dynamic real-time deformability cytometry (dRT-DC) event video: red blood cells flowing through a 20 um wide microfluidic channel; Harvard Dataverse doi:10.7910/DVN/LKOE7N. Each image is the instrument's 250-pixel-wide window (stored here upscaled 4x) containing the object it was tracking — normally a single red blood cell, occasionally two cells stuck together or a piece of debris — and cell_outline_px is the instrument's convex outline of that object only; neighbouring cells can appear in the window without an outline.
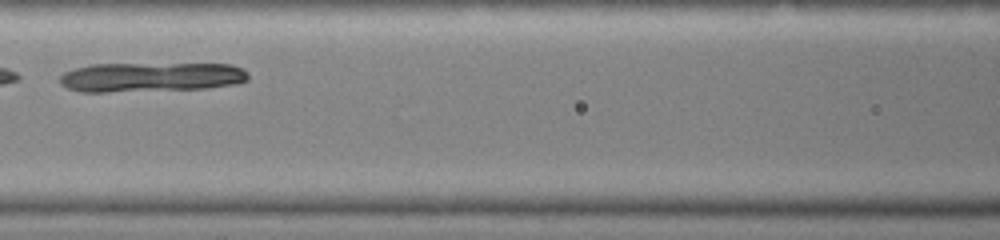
{"species": "common noctule bat (a hibernating species)", "species_latin": "Nyctalus noctula", "temperature_condition": "warm", "stored_images_in_passage": 19, "camera_frame_rate_fps": 3000, "um_per_image_px": 0.085, "animal": {"sex": "female", "body_mass_g": 19.0, "forearm_length_mm": 51.5}, "frame": {"image": 1, "passage_image": 9, "time_ms": 2.667, "image_size_px": [1000, 240], "cell_outline_px": [[248, 80], [236, 84], [204, 88], [108, 92], [80, 92], [68, 88], [60, 84], [60, 76], [64, 72], [76, 68], [92, 64], [232, 64], [244, 68], [248, 72]], "centroid_in_image_um": [12.85, 6.55], "position_along_channel_um": 153.8, "area_um2": 32.48}}
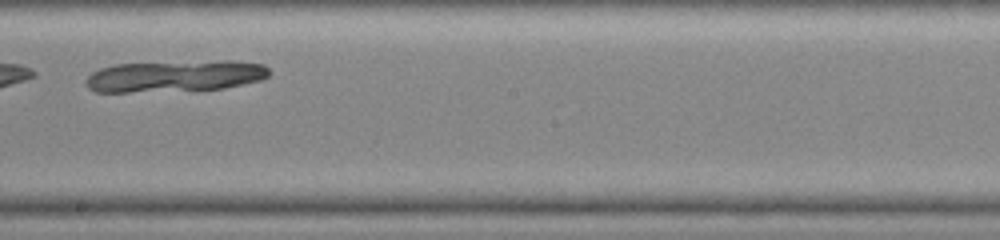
{"frame": {"image": 2, "passage_image": 14, "time_ms": 4.333, "image_size_px": [1000, 240], "cell_outline_px": [[272, 72], [268, 76], [260, 80], [224, 88], [128, 92], [96, 92], [88, 88], [84, 84], [84, 80], [92, 72], [100, 68], [112, 64], [224, 60], [228, 60], [264, 64]], "centroid_in_image_um": [14.84, 6.45], "position_along_channel_um": 233.4, "area_um2": 33.76}}